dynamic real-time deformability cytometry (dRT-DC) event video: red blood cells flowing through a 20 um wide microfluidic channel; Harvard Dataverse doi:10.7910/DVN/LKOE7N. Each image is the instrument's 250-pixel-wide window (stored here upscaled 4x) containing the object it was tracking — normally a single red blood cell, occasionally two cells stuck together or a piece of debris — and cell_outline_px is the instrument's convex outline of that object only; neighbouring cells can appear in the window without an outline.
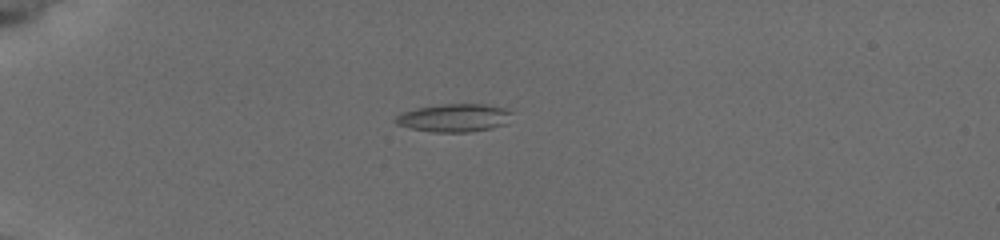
{"species": "common noctule bat (a hibernating species)", "species_latin": "Nyctalus noctula", "temperature_condition": "cold", "stored_images_in_passage": 42, "camera_frame_rate_fps": 3000, "um_per_image_px": 0.085, "animal": {"sex": "female", "body_mass_g": 19.5, "forearm_length_mm": 54.1}, "frame": {"image": 1, "passage_image": 3, "time_ms": 0.667, "image_size_px": [1000, 240], "cell_outline_px": [[512, 112], [504, 124], [492, 128], [468, 132], [432, 132], [412, 128], [396, 124], [392, 120], [400, 112], [416, 108], [444, 104], [484, 104], [504, 108]], "centroid_in_image_um": [38.54, 10.01], "position_along_channel_um": 46.5, "area_um2": 18.9}}
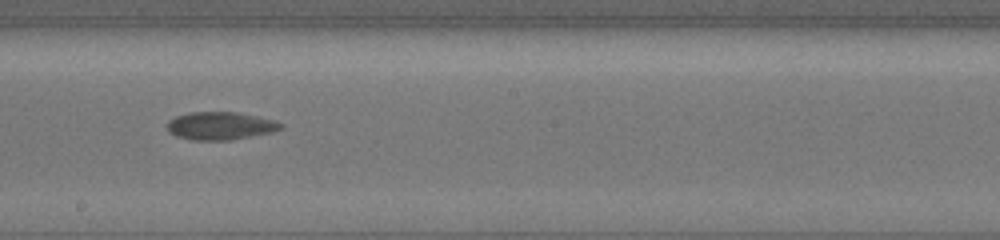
{"frame": {"image": 2, "passage_image": 20, "time_ms": 6.667, "image_size_px": [1000, 240], "cell_outline_px": [[284, 128], [272, 132], [232, 140], [192, 140], [176, 136], [168, 132], [168, 120], [176, 116], [188, 112], [236, 112], [256, 116], [272, 120], [284, 124]], "centroid_in_image_um": [18.72, 10.7], "position_along_channel_um": 229.5, "area_um2": 18.5}}
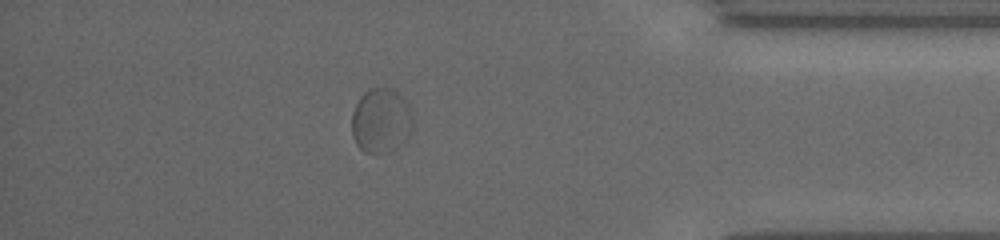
{"frame": {"image": 3, "passage_image": 36, "time_ms": 12.0, "image_size_px": [1000, 240], "cell_outline_px": [[412, 128], [404, 144], [388, 152], [364, 152], [356, 144], [352, 136], [352, 112], [360, 96], [364, 92], [372, 88], [388, 88], [396, 92], [404, 100], [412, 112]], "centroid_in_image_um": [32.38, 10.27], "position_along_channel_um": 402.8, "area_um2": 22.95}, "authors_computed_cell_mechanics": {"area_um2": 18.6116, "velocity_mm_per_s": 3.7199, "shape_relaxation_time_tau1_ms": 5.6566, "shape_relaxation_time_tau2_ms": 1.1348, "deformation_change_tau1": 0.0811, "deformation_change_tau2": 0.0369}}